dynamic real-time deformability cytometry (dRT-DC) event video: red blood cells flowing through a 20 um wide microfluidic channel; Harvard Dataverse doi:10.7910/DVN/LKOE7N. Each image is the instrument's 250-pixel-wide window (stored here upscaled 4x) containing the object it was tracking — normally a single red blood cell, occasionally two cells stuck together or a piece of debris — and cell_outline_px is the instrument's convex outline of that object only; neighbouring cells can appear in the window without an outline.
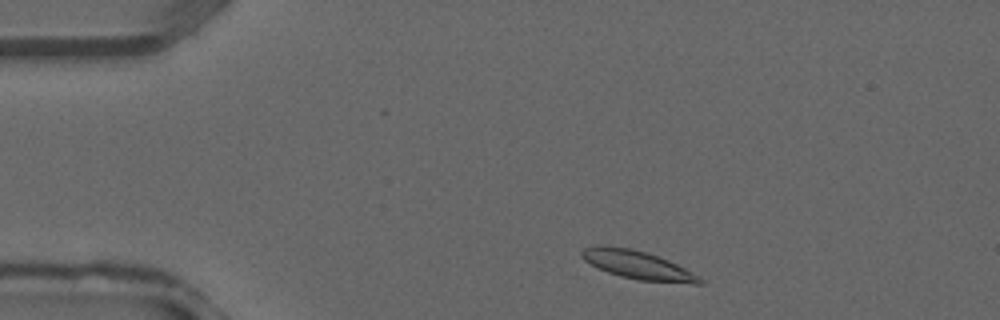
{"species": "common noctule bat (a hibernating species)", "species_latin": "Nyctalus noctula", "temperature_condition": "warm", "stored_images_in_passage": 34, "camera_frame_rate_fps": 3000, "um_per_image_px": 0.085, "animal": {"sex": "male", "forearm_length_mm": 52.5}, "frame": {"image": 1, "passage_image": 3, "time_ms": 0.667, "image_size_px": [1000, 320], "cell_outline_px": [[704, 284], [692, 284], [636, 280], [620, 276], [596, 268], [584, 260], [580, 256], [580, 252], [584, 248], [596, 244], [604, 244], [632, 248], [668, 260], [700, 276], [704, 280]], "centroid_in_image_um": [54.16, 22.52], "position_along_channel_um": 30.8, "area_um2": 19.88}}
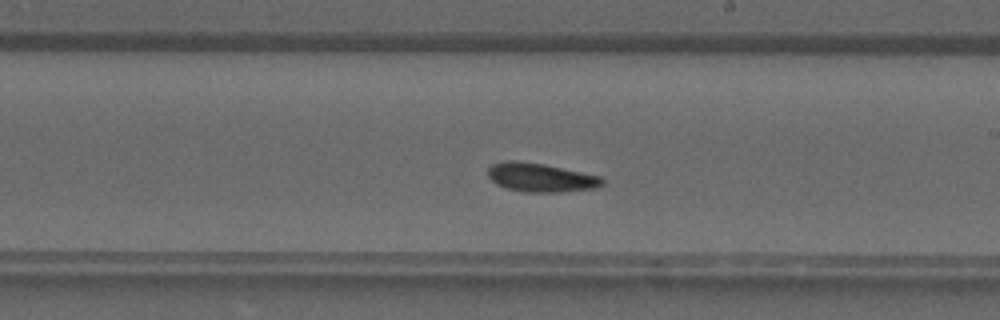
{"frame": {"image": 2, "passage_image": 18, "time_ms": 5.667, "image_size_px": [1000, 320], "cell_outline_px": [[604, 184], [596, 188], [560, 192], [524, 192], [508, 188], [496, 184], [488, 176], [488, 168], [492, 164], [504, 160], [516, 160], [544, 164], [604, 176]], "centroid_in_image_um": [46.0, 15.08], "position_along_channel_um": 243.0, "area_um2": 19.42}}
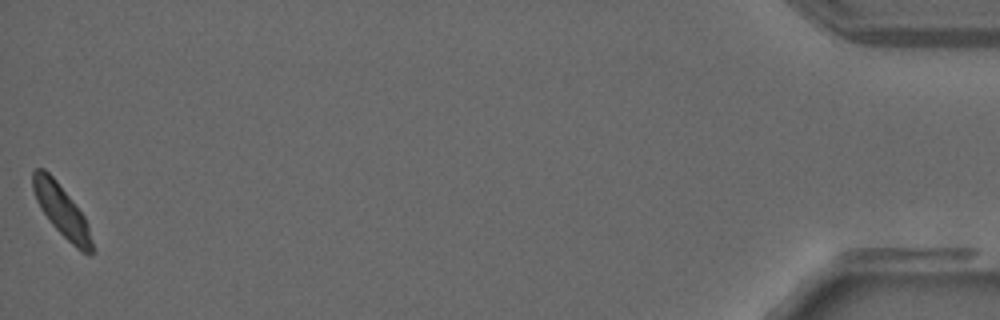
{"frame": {"image": 3, "passage_image": 34, "time_ms": 11.0, "image_size_px": [1000, 320], "cell_outline_px": [[92, 256], [88, 256], [80, 252], [52, 224], [40, 208], [36, 200], [32, 188], [32, 172], [36, 168], [44, 168], [56, 180], [84, 216], [88, 224], [92, 244]], "centroid_in_image_um": [5.23, 17.91], "position_along_channel_um": 430.0, "area_um2": 17.57}}